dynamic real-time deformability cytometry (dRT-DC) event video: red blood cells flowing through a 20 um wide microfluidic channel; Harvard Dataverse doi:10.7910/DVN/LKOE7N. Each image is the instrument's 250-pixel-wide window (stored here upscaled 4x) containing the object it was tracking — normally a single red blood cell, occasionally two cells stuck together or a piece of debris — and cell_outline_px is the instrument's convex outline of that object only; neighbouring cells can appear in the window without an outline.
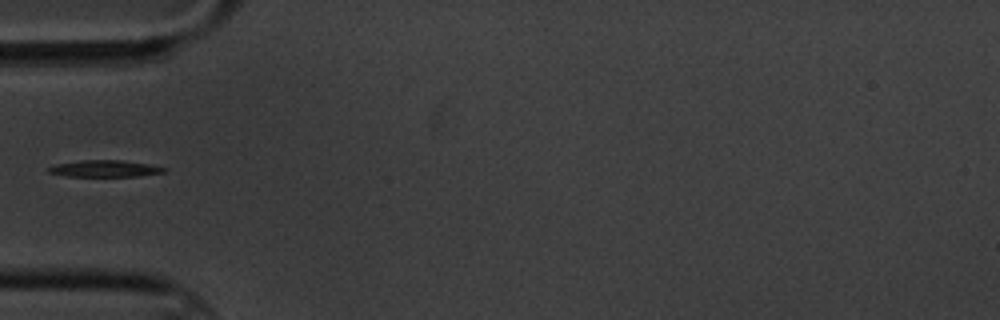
{"species": "common noctule bat (a hibernating species)", "species_latin": "Nyctalus noctula", "temperature_condition": "cold", "stored_images_in_passage": 1, "camera_frame_rate_fps": 3000, "um_per_image_px": 0.085, "animal": {"sex": "male", "body_mass_g": 20.1, "forearm_length_mm": 53.5}, "frame": {"image": 1, "passage_image": 1, "time_ms": 0.0, "image_size_px": [1000, 320], "cell_outline_px": [[168, 168], [164, 172], [140, 176], [64, 176], [48, 172], [48, 168], [52, 164], [80, 160], [124, 160], [148, 164]], "centroid_in_image_um": [8.88, 14.32], "position_along_channel_um": 76.1, "area_um2": 11.33}}